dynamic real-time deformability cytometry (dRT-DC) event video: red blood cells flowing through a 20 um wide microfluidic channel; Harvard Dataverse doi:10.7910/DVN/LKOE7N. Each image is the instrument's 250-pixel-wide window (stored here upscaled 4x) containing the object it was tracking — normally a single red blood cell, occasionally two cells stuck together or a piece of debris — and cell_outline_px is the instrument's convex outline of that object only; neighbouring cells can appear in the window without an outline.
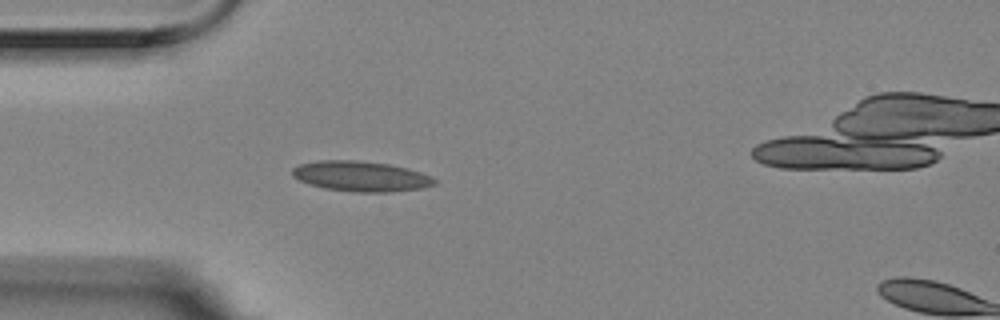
{"species": "Egyptian fruit bat (a non-hibernating species)", "species_latin": "Rousettus aegyptiacus", "temperature_condition": "room temperature", "stored_images_in_passage": 5, "camera_frame_rate_fps": 3000, "um_per_image_px": 0.085, "animal": {"sex": "female"}, "frame": {"image": 1, "passage_image": 4, "time_ms": 1.0, "image_size_px": [1000, 320], "cell_outline_px": [[436, 184], [424, 188], [392, 192], [356, 192], [324, 188], [308, 184], [292, 176], [292, 168], [300, 164], [320, 160], [356, 160], [388, 164], [408, 168], [420, 172], [436, 180]], "centroid_in_image_um": [30.67, 14.99], "position_along_channel_um": 54.3, "area_um2": 25.09}}